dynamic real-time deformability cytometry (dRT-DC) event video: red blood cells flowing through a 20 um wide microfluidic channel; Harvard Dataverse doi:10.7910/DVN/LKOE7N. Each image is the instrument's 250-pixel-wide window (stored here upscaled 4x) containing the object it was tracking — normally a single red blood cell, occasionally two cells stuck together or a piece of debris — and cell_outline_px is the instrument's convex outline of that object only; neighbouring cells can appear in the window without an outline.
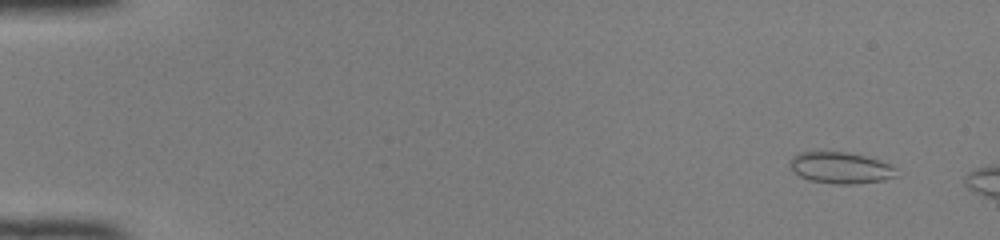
{"species": "common noctule bat (a hibernating species)", "species_latin": "Nyctalus noctula", "temperature_condition": "room temperature", "stored_images_in_passage": 13, "camera_frame_rate_fps": 3000, "um_per_image_px": 0.085, "animal": {"sex": "female", "body_mass_g": 22.0, "forearm_length_mm": 56.7}, "frame": {"image": 1, "passage_image": 4, "time_ms": 1.0, "image_size_px": [1000, 240], "cell_outline_px": [[900, 176], [884, 180], [852, 184], [836, 184], [808, 180], [792, 172], [788, 164], [792, 156], [800, 152], [848, 152], [880, 160], [896, 168]], "centroid_in_image_um": [71.44, 14.27], "position_along_channel_um": 13.6, "area_um2": 19.71}}